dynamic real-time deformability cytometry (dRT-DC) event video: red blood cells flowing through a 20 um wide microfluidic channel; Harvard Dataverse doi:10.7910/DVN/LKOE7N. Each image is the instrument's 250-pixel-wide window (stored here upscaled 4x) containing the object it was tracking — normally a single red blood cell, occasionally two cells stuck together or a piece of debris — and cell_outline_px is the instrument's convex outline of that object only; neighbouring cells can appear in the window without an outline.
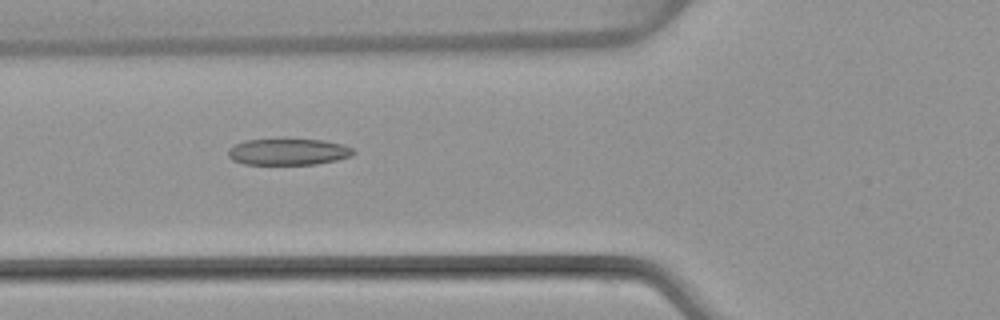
{"species": "common noctule bat (a hibernating species)", "species_latin": "Nyctalus noctula", "temperature_condition": "warm", "stored_images_in_passage": 49, "camera_frame_rate_fps": 3000, "um_per_image_px": 0.085, "animal": {"sex": "female", "body_mass_g": 22.7, "forearm_length_mm": 54.2}, "frame": {"image": 1, "passage_image": 18, "time_ms": 5.667, "image_size_px": [1000, 320], "cell_outline_px": [[356, 152], [352, 156], [336, 160], [316, 164], [244, 164], [232, 160], [228, 156], [228, 148], [244, 140], [284, 136], [324, 140], [344, 144], [352, 148]], "centroid_in_image_um": [24.5, 12.85], "position_along_channel_um": 101.3, "area_um2": 20.35}}
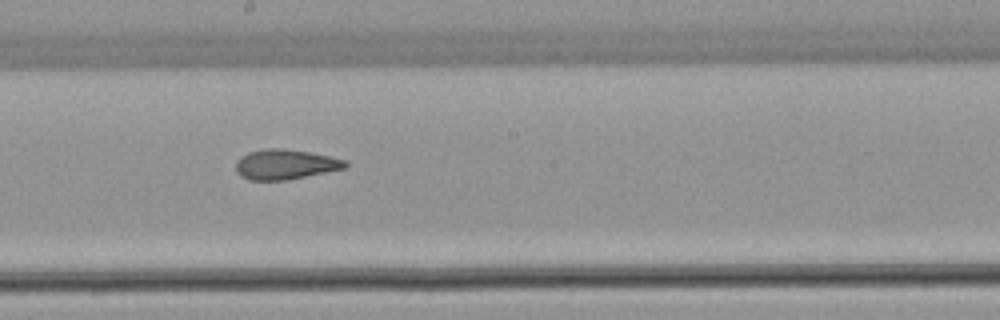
{"frame": {"image": 2, "passage_image": 27, "time_ms": 8.667, "image_size_px": [1000, 320], "cell_outline_px": [[348, 164], [344, 168], [288, 180], [248, 180], [240, 176], [236, 172], [236, 160], [240, 156], [248, 152], [264, 148], [280, 148], [308, 152], [328, 156], [344, 160]], "centroid_in_image_um": [24.17, 13.97], "position_along_channel_um": 224.0, "area_um2": 19.07}}
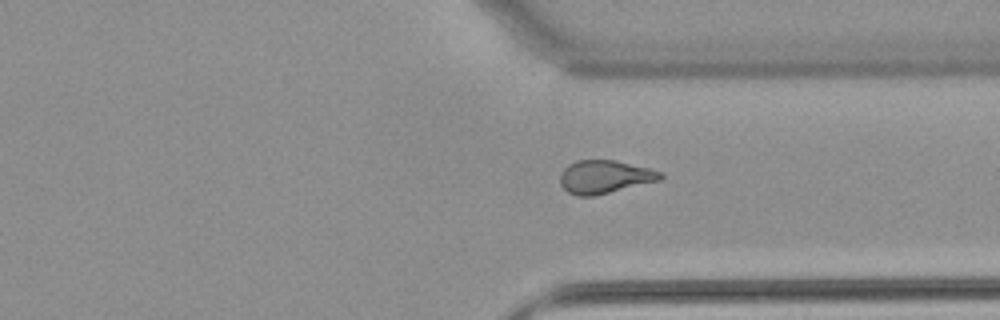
{"frame": {"image": 3, "passage_image": 37, "time_ms": 12.0, "image_size_px": [1000, 320], "cell_outline_px": [[664, 176], [660, 180], [596, 196], [576, 196], [568, 192], [560, 184], [560, 172], [568, 164], [576, 160], [616, 160], [664, 172]], "centroid_in_image_um": [51.39, 15.03], "position_along_channel_um": 360.0, "area_um2": 19.59}, "authors_computed_cell_mechanics": {"area_um2": 19.8832, "velocity_mm_per_s": 4.0863, "shape_relaxation_time_tau1_ms": null, "shape_relaxation_time_tau2_ms": 2.1842, "deformation_change_tau1": null, "deformation_change_tau2": 0.1025}}